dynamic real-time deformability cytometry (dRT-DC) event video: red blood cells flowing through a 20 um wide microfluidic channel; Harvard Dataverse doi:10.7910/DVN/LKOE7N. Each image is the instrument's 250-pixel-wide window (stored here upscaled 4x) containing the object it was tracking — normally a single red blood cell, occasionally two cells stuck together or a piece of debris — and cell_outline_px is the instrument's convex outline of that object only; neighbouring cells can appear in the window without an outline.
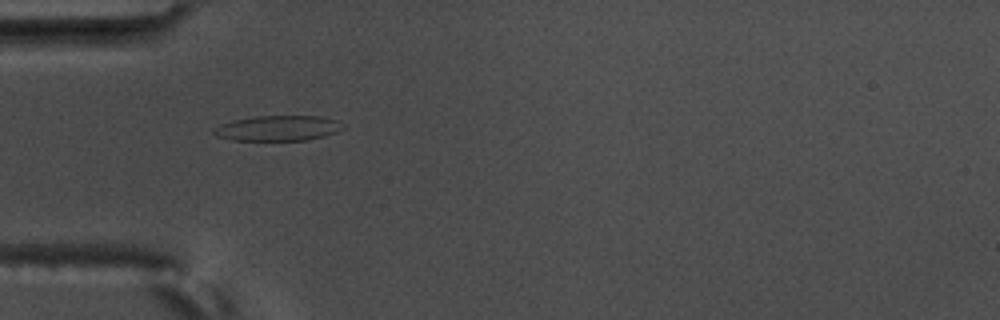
{"species": "common noctule bat (a hibernating species)", "species_latin": "Nyctalus noctula", "temperature_condition": "warm", "stored_images_in_passage": 4, "camera_frame_rate_fps": 3000, "um_per_image_px": 0.085, "animal": {"sex": "male", "body_mass_g": 17.5, "forearm_length_mm": 52.3}, "frame": {"image": 1, "passage_image": 3, "time_ms": 0.667, "image_size_px": [1000, 320], "cell_outline_px": [[344, 128], [336, 132], [324, 136], [308, 140], [232, 140], [216, 136], [212, 132], [212, 128], [232, 120], [256, 116], [320, 116], [336, 120]], "centroid_in_image_um": [23.59, 10.9], "position_along_channel_um": 61.4, "area_um2": 18.96}}